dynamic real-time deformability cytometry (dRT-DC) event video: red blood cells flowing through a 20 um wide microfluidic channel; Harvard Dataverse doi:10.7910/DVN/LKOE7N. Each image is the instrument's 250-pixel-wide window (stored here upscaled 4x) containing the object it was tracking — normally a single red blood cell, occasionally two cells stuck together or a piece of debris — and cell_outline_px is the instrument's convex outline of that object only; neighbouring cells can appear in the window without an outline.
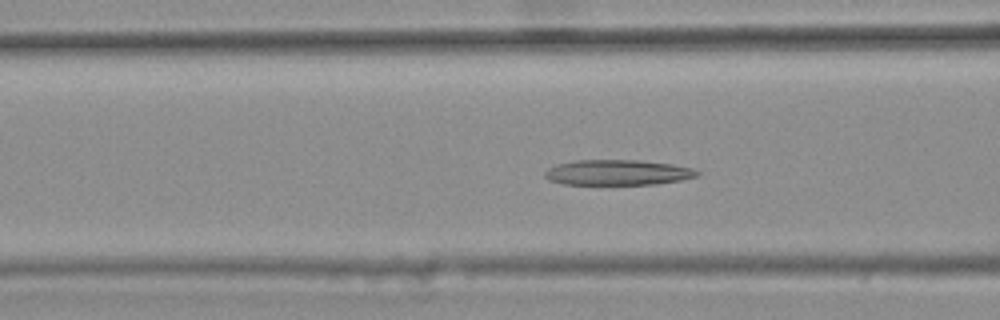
{"species": "common noctule bat (a hibernating species)", "species_latin": "Nyctalus noctula", "temperature_condition": "warm", "stored_images_in_passage": 15, "camera_frame_rate_fps": 3000, "um_per_image_px": 0.085, "animal": {"sex": "female", "body_mass_g": 25.1}, "frame": {"image": 1, "passage_image": 11, "time_ms": 3.333, "image_size_px": [1000, 320], "cell_outline_px": [[700, 172], [696, 176], [680, 180], [656, 184], [564, 184], [548, 180], [544, 176], [544, 172], [548, 168], [556, 164], [572, 160], [640, 160], [672, 164], [692, 168]], "centroid_in_image_um": [52.45, 14.65], "position_along_channel_um": 114.1, "area_um2": 22.54}}
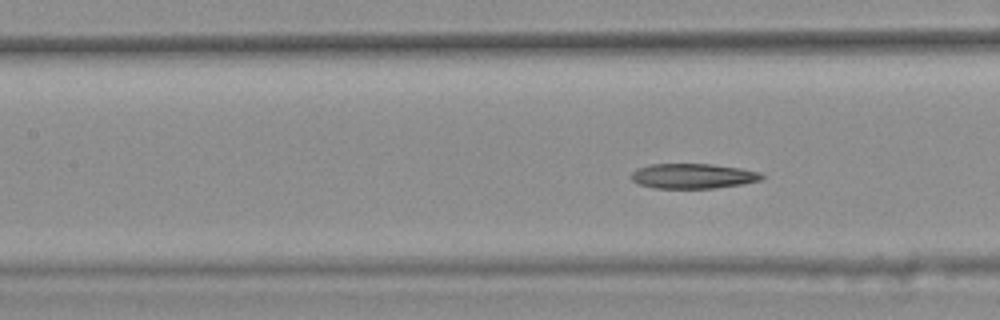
{"frame": {"image": 2, "passage_image": 15, "time_ms": 4.667, "image_size_px": [1000, 320], "cell_outline_px": [[764, 176], [760, 180], [744, 184], [716, 188], [656, 188], [640, 184], [632, 180], [628, 176], [636, 168], [648, 164], [712, 164], [740, 168], [760, 172]], "centroid_in_image_um": [58.88, 14.96], "position_along_channel_um": 148.5, "area_um2": 19.13}}